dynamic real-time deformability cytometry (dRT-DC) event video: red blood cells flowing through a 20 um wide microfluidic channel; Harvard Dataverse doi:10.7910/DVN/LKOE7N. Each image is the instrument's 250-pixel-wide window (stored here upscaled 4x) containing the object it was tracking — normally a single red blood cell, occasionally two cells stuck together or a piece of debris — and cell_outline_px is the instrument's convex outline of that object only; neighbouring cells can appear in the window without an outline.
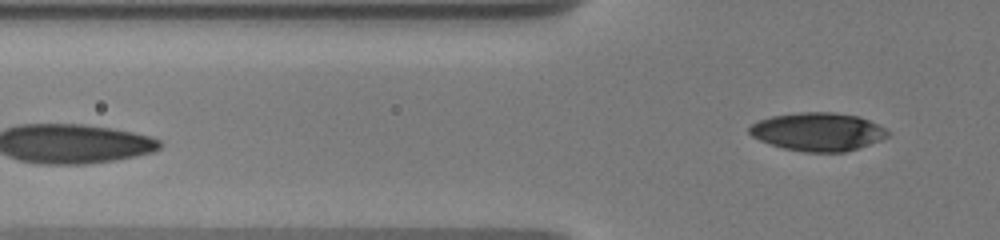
{"species": "human", "species_latin": "Homo sapiens", "temperature_condition": "warm", "stored_images_in_passage": 22, "segment_of_instrument_passage": [2, 2], "camera_frame_rate_fps": 3000, "um_per_image_px": 0.085, "donor": {"sex": "male"}, "frame": {"image": 1, "passage_image": 22, "time_ms": 5.667, "image_size_px": [1000, 240], "cell_outline_px": [[888, 136], [880, 140], [844, 152], [804, 152], [784, 148], [760, 140], [752, 136], [748, 132], [748, 128], [752, 124], [760, 120], [772, 116], [800, 112], [832, 112], [860, 116], [884, 128], [888, 132]], "centroid_in_image_um": [69.5, 11.19], "position_along_channel_um": 56.3, "area_um2": 30.52}}